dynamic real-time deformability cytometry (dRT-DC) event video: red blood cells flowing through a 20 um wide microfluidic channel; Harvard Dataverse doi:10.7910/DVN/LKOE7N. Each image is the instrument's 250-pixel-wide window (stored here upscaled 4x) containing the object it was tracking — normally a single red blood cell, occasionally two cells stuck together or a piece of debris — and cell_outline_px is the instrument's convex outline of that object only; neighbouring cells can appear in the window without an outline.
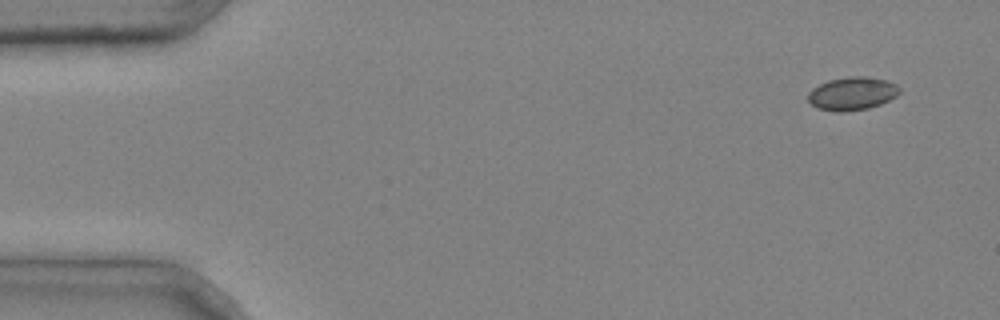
{"species": "common noctule bat (a hibernating species)", "species_latin": "Nyctalus noctula", "temperature_condition": "cold", "stored_images_in_passage": 4, "camera_frame_rate_fps": 3000, "um_per_image_px": 0.085, "animal": {"sex": "male", "body_mass_g": 20.4}, "frame": {"image": 1, "passage_image": 1, "time_ms": 0.0, "image_size_px": [1000, 320], "cell_outline_px": [[900, 92], [896, 96], [880, 104], [868, 108], [840, 112], [836, 112], [820, 108], [812, 104], [808, 100], [808, 92], [812, 88], [828, 80], [848, 76], [864, 76], [884, 80], [896, 84], [900, 88]], "centroid_in_image_um": [72.43, 7.94], "position_along_channel_um": 12.6, "area_um2": 17.51}}
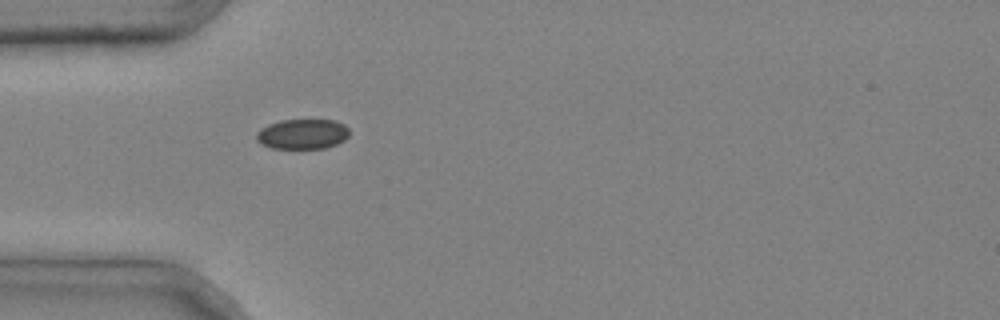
{"frame": {"image": 2, "passage_image": 4, "time_ms": 1.0, "image_size_px": [1000, 320], "cell_outline_px": [[348, 136], [344, 140], [336, 144], [324, 148], [272, 148], [260, 144], [256, 140], [256, 132], [260, 128], [268, 124], [280, 120], [336, 120], [344, 124], [348, 128]], "centroid_in_image_um": [25.68, 11.39], "position_along_channel_um": 59.3, "area_um2": 16.36}}